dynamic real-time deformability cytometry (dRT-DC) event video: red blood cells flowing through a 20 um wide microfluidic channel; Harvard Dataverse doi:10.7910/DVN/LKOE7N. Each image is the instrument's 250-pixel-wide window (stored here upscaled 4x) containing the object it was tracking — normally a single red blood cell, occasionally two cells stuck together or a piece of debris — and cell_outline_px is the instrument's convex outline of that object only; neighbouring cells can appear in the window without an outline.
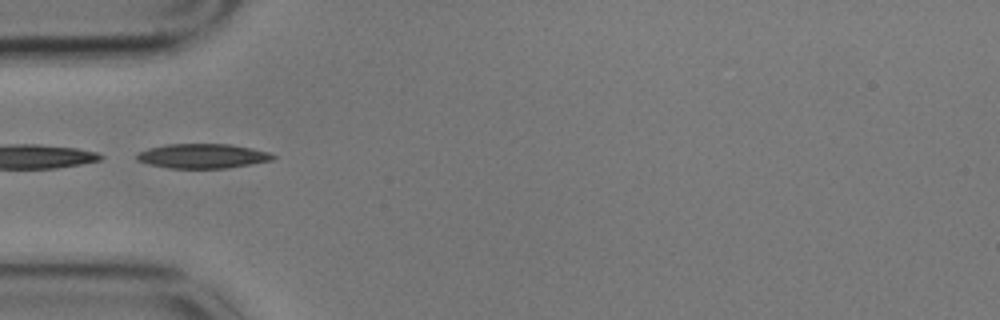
{"species": "common noctule bat (a hibernating species)", "species_latin": "Nyctalus noctula", "temperature_condition": "cold", "stored_images_in_passage": 24, "camera_frame_rate_fps": 3000, "um_per_image_px": 0.085, "animal": {"sex": "male", "body_mass_g": 17.9}, "frame": {"image": 1, "passage_image": 1, "time_ms": 0.0, "image_size_px": [1000, 320], "cell_outline_px": [[276, 156], [272, 160], [224, 168], [168, 168], [148, 164], [136, 160], [136, 156], [140, 152], [148, 148], [164, 144], [232, 144], [252, 148], [268, 152]], "centroid_in_image_um": [17.18, 13.25], "position_along_channel_um": 67.8, "area_um2": 19.36}}
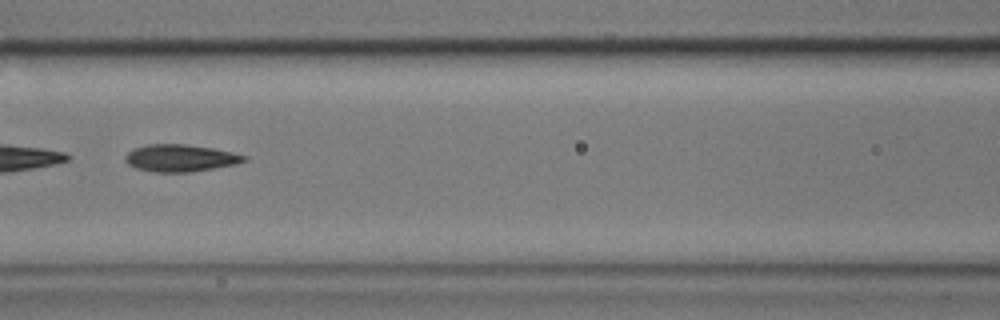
{"frame": {"image": 2, "passage_image": 8, "time_ms": 2.333, "image_size_px": [1000, 320], "cell_outline_px": [[248, 160], [236, 164], [192, 172], [152, 172], [136, 168], [128, 164], [124, 160], [124, 156], [128, 152], [136, 148], [148, 144], [184, 144], [212, 148], [232, 152], [248, 156]], "centroid_in_image_um": [15.34, 13.44], "position_along_channel_um": 151.3, "area_um2": 18.84}}